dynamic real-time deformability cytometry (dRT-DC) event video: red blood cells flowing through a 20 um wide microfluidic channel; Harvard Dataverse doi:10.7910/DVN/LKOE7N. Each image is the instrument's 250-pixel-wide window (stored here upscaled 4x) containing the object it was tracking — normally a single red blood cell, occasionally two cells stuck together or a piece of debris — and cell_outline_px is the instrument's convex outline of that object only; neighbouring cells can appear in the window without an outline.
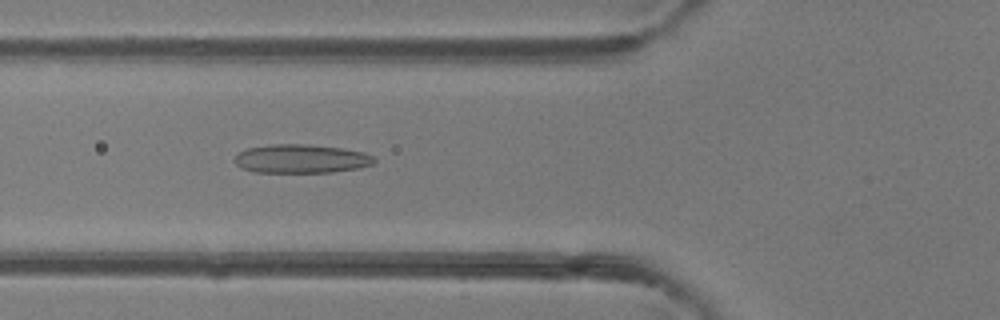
{"species": "common noctule bat (a hibernating species)", "species_latin": "Nyctalus noctula", "temperature_condition": "room temperature", "stored_images_in_passage": 48, "camera_frame_rate_fps": 3000, "um_per_image_px": 0.085, "animal": {"sex": "female"}, "frame": {"image": 1, "passage_image": 18, "time_ms": 5.667, "image_size_px": [1000, 320], "cell_outline_px": [[376, 160], [372, 164], [360, 168], [332, 172], [252, 172], [240, 168], [232, 160], [240, 152], [248, 148], [272, 144], [304, 144], [340, 148], [364, 152], [372, 156]], "centroid_in_image_um": [25.57, 13.5], "position_along_channel_um": 100.2, "area_um2": 23.35}}
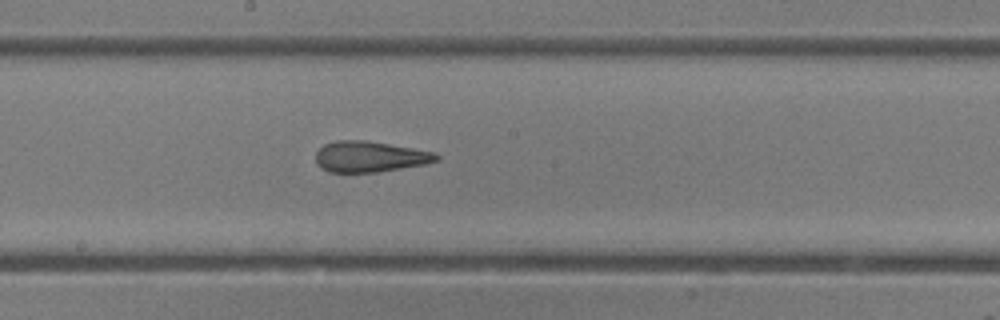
{"frame": {"image": 2, "passage_image": 26, "time_ms": 8.333, "image_size_px": [1000, 320], "cell_outline_px": [[440, 160], [428, 164], [380, 172], [328, 172], [320, 168], [316, 164], [316, 152], [324, 144], [336, 140], [364, 140], [436, 152], [440, 156]], "centroid_in_image_um": [31.46, 13.33], "position_along_channel_um": 216.7, "area_um2": 21.96}}
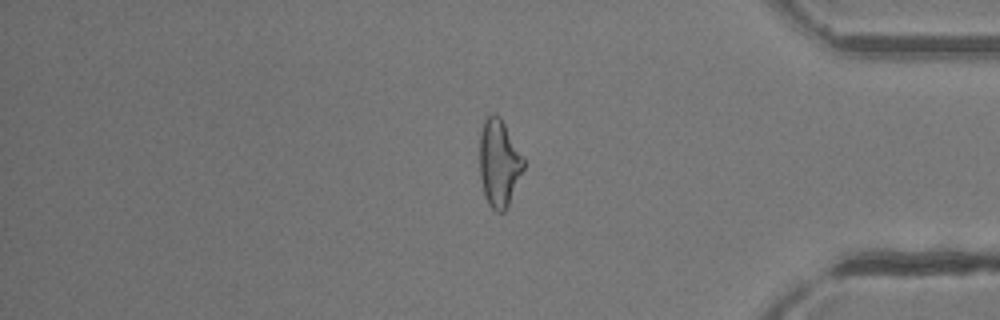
{"frame": {"image": 3, "passage_image": 40, "time_ms": 13.0, "image_size_px": [1000, 320], "cell_outline_px": [[524, 168], [508, 204], [504, 212], [496, 212], [488, 204], [484, 196], [480, 176], [480, 132], [484, 120], [492, 112], [500, 116], [524, 156]], "centroid_in_image_um": [42.41, 13.83], "position_along_channel_um": 392.8, "area_um2": 22.43}, "authors_computed_cell_mechanics": {"area_um2": 23.8136, "velocity_mm_per_s": 4.3492, "shape_relaxation_time_tau1_ms": 10.3295, "shape_relaxation_time_tau2_ms": 2.0467, "deformation_change_tau1": 0.2678, "deformation_change_tau2": 0.1109}}